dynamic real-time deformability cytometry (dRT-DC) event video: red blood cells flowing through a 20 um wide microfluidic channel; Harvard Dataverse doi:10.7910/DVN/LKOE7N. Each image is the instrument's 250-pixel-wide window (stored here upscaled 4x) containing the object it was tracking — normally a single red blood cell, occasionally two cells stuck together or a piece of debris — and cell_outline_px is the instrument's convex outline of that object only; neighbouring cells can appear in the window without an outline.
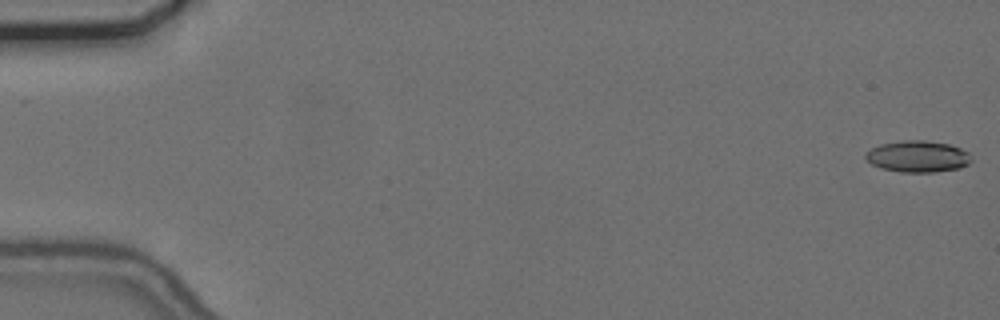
{"species": "common noctule bat (a hibernating species)", "species_latin": "Nyctalus noctula", "temperature_condition": "cold", "stored_images_in_passage": 56, "camera_frame_rate_fps": 3000, "um_per_image_px": 0.085, "animal": {"sex": "female", "body_mass_g": 24.6, "forearm_length_mm": 56.2}, "frame": {"image": 1, "passage_image": 1, "time_ms": 0.0, "image_size_px": [1000, 320], "cell_outline_px": [[972, 160], [968, 164], [960, 168], [936, 172], [900, 172], [880, 168], [872, 164], [864, 156], [872, 148], [880, 144], [904, 140], [924, 140], [948, 144], [960, 148], [968, 152]], "centroid_in_image_um": [78.02, 13.3], "position_along_channel_um": 7.0, "area_um2": 19.36}}
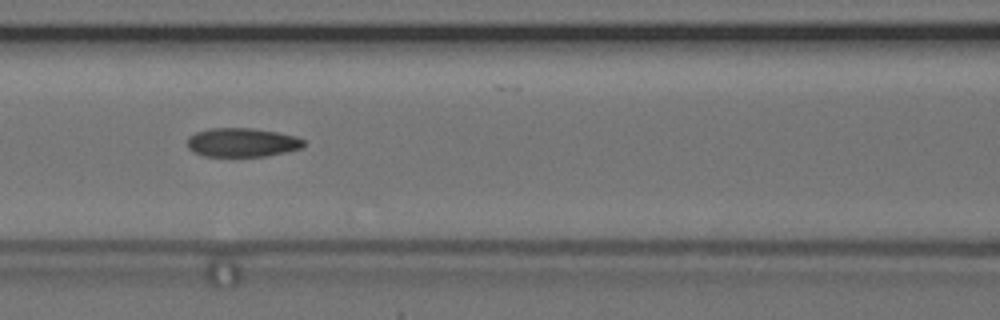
{"frame": {"image": 2, "passage_image": 25, "time_ms": 8.0, "image_size_px": [1000, 320], "cell_outline_px": [[304, 144], [300, 148], [268, 156], [204, 156], [192, 152], [188, 148], [188, 136], [196, 132], [212, 128], [252, 128], [276, 132], [296, 136], [304, 140]], "centroid_in_image_um": [20.55, 12.11], "position_along_channel_um": 146.1, "area_um2": 19.54}}
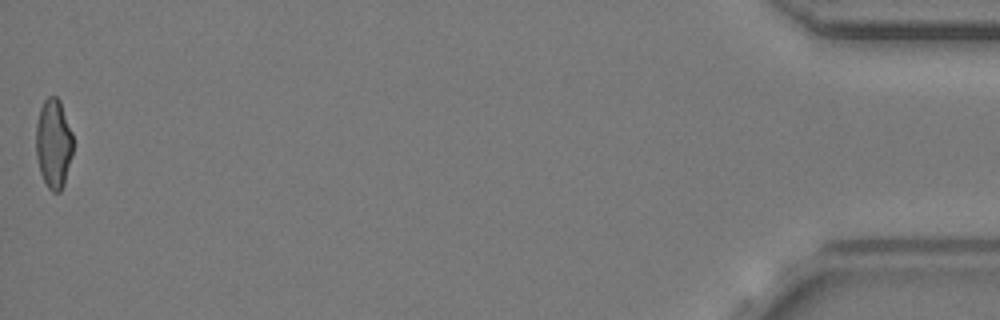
{"frame": {"image": 3, "passage_image": 56, "time_ms": 18.333, "image_size_px": [1000, 320], "cell_outline_px": [[72, 156], [64, 184], [60, 192], [52, 192], [48, 188], [40, 172], [36, 156], [36, 124], [40, 108], [44, 100], [48, 96], [56, 96], [60, 100], [72, 132]], "centroid_in_image_um": [4.55, 12.2], "position_along_channel_um": 430.7, "area_um2": 19.36}, "authors_computed_cell_mechanics": {"area_um2": 19.8254, "velocity_mm_per_s": 3.702, "shape_relaxation_time_tau1_ms": 8.2079, "shape_relaxation_time_tau2_ms": 2.6751, "deformation_change_tau1": 0.1848, "deformation_change_tau2": 0.0833}}